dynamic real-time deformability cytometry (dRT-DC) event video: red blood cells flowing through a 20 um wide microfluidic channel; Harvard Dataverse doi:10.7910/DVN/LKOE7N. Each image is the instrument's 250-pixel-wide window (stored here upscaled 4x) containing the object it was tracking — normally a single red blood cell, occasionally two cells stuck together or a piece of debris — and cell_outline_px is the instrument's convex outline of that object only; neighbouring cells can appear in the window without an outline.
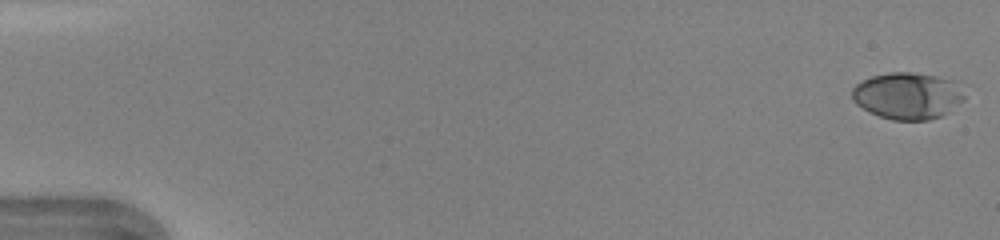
{"species": "human", "species_latin": "Homo sapiens", "temperature_condition": "warm", "stored_images_in_passage": 47, "camera_frame_rate_fps": 3000, "um_per_image_px": 0.085, "donor": {"sex": "female"}, "frame": {"image": 1, "passage_image": 1, "time_ms": 0.0, "image_size_px": [1000, 240], "cell_outline_px": [[964, 100], [948, 112], [940, 116], [928, 120], [892, 120], [880, 116], [856, 104], [852, 100], [852, 88], [856, 84], [872, 76], [888, 72], [912, 72], [960, 80], [964, 96]], "centroid_in_image_um": [77.19, 8.12], "position_along_channel_um": 7.8, "area_um2": 30.87}}
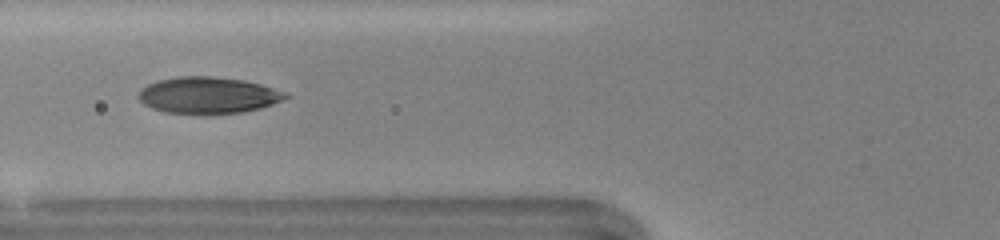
{"frame": {"image": 2, "passage_image": 19, "time_ms": 6.0, "image_size_px": [1000, 240], "cell_outline_px": [[292, 96], [272, 104], [260, 108], [244, 112], [208, 116], [204, 116], [164, 112], [152, 108], [144, 104], [136, 96], [148, 84], [160, 80], [176, 76], [212, 76], [244, 80], [260, 84], [288, 92]], "centroid_in_image_um": [17.72, 8.13], "position_along_channel_um": 108.1, "area_um2": 32.02}}
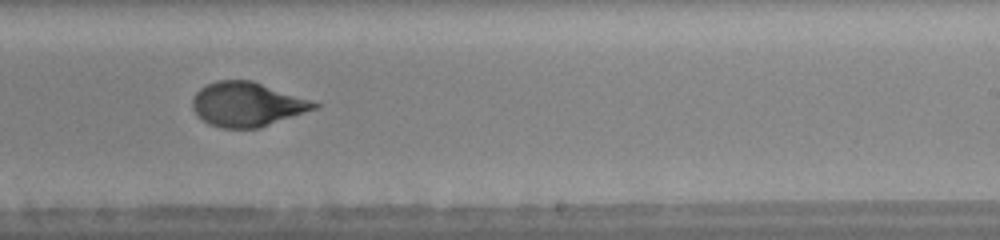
{"frame": {"image": 3, "passage_image": 30, "time_ms": 9.667, "image_size_px": [1000, 240], "cell_outline_px": [[320, 104], [316, 108], [260, 128], [220, 128], [208, 124], [192, 108], [192, 100], [196, 92], [200, 88], [216, 80], [252, 80]], "centroid_in_image_um": [20.96, 8.87], "position_along_channel_um": 268.0, "area_um2": 31.04}, "authors_computed_cell_mechanics": {"area_um2": 31.0386, "velocity_mm_per_s": 4.36, "shape_relaxation_time_tau1_ms": 3.91, "shape_relaxation_time_tau2_ms": 0.9589, "deformation_change_tau1": 0.19, "deformation_change_tau2": 0.0636}}